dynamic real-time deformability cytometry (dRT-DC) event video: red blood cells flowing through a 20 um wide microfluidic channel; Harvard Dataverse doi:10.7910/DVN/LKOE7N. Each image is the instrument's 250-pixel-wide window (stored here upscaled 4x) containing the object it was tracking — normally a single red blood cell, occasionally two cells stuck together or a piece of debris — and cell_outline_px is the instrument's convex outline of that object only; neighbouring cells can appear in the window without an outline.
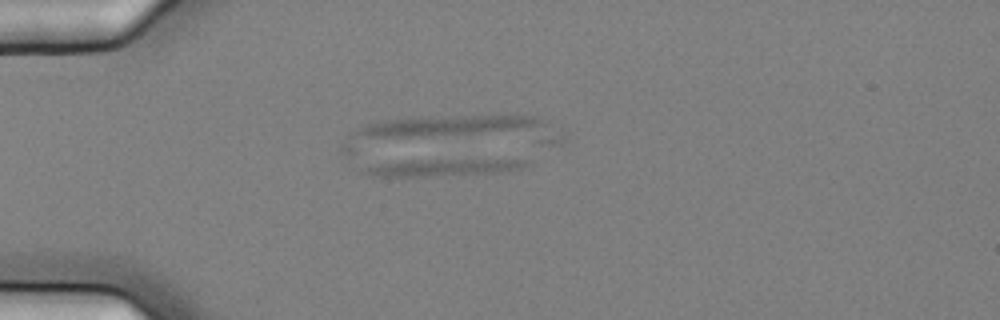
{"species": "common noctule bat (a hibernating species)", "species_latin": "Nyctalus noctula", "temperature_condition": "cold", "stored_images_in_passage": 3, "camera_frame_rate_fps": 3000, "um_per_image_px": 0.085, "animal": {"sex": "female", "body_mass_g": 25.1}, "frame": {"image": 1, "passage_image": 1, "time_ms": 0.0, "image_size_px": [1000, 320], "cell_outline_px": [[532, 164], [520, 168], [496, 172], [424, 176], [372, 176], [360, 172], [360, 168], [380, 164], [412, 160], [532, 160]], "centroid_in_image_um": [37.6, 14.23], "position_along_channel_um": 47.4, "area_um2": 15.43}}